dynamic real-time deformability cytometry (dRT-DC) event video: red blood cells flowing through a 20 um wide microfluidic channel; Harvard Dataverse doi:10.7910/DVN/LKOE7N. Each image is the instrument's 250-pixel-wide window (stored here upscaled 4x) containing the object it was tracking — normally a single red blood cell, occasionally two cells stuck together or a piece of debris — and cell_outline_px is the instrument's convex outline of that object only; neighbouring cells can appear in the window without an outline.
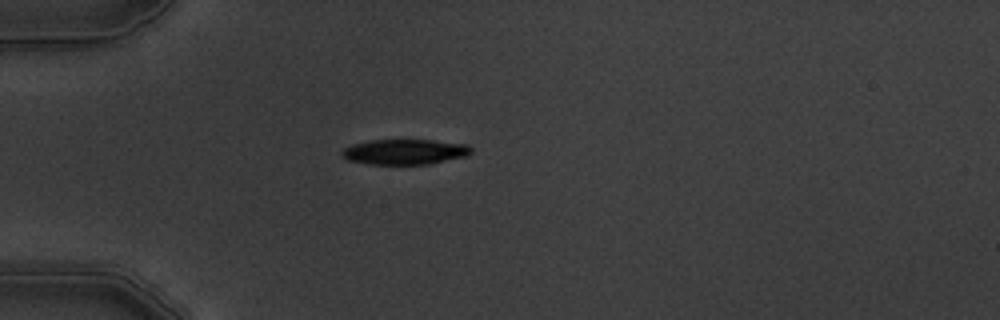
{"species": "common noctule bat (a hibernating species)", "species_latin": "Nyctalus noctula", "temperature_condition": "warm", "stored_images_in_passage": 2, "camera_frame_rate_fps": 3000, "um_per_image_px": 0.085, "animal": {"sex": "male", "body_mass_g": 19.5, "forearm_length_mm": 54.6}, "frame": {"image": 1, "passage_image": 1, "time_ms": 0.0, "image_size_px": [1000, 320], "cell_outline_px": [[472, 152], [468, 156], [432, 164], [368, 164], [348, 160], [340, 156], [340, 152], [344, 148], [352, 144], [372, 140], [432, 140], [468, 144], [472, 148]], "centroid_in_image_um": [34.43, 12.91], "position_along_channel_um": 50.6, "area_um2": 19.31}}